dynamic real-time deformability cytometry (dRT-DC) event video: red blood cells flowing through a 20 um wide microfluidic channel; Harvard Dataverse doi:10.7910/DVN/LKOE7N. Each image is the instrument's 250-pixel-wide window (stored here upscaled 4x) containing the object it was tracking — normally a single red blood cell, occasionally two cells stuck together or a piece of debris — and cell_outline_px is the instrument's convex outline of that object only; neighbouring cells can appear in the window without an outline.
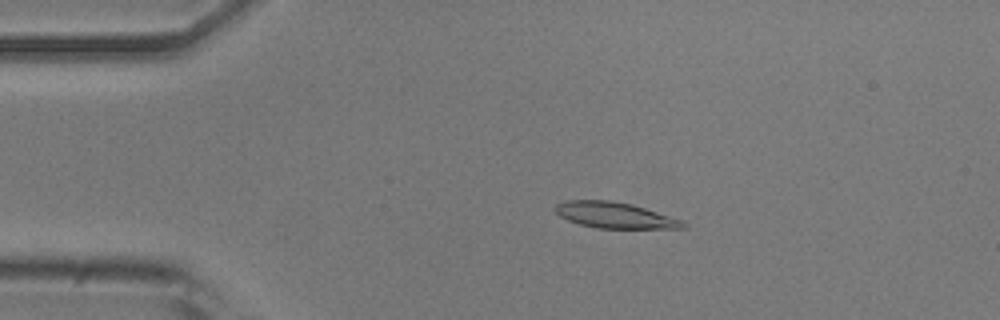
{"species": "common noctule bat (a hibernating species)", "species_latin": "Nyctalus noctula", "temperature_condition": "room temperature", "stored_images_in_passage": 52, "camera_frame_rate_fps": 3000, "um_per_image_px": 0.085, "animal": {"sex": "male", "body_mass_g": 20.5, "forearm_length_mm": 52.5}, "frame": {"image": 1, "passage_image": 10, "time_ms": 3.0, "image_size_px": [1000, 320], "cell_outline_px": [[688, 228], [596, 228], [580, 224], [568, 220], [560, 216], [556, 212], [556, 204], [564, 200], [608, 200], [632, 204], [684, 220], [688, 224]], "centroid_in_image_um": [52.3, 18.29], "position_along_channel_um": 32.7, "area_um2": 19.36}}
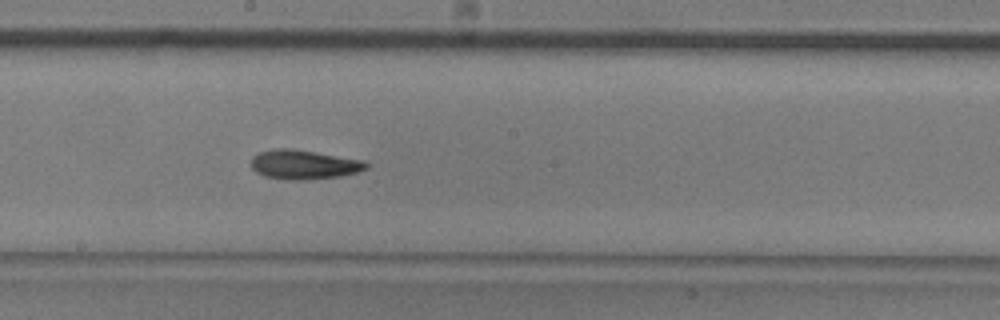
{"frame": {"image": 2, "passage_image": 28, "time_ms": 9.0, "image_size_px": [1000, 320], "cell_outline_px": [[368, 168], [356, 172], [340, 176], [304, 180], [288, 180], [264, 176], [256, 172], [252, 168], [252, 156], [260, 152], [276, 148], [288, 148], [364, 160], [368, 164]], "centroid_in_image_um": [25.81, 13.99], "position_along_channel_um": 222.4, "area_um2": 19.48}}
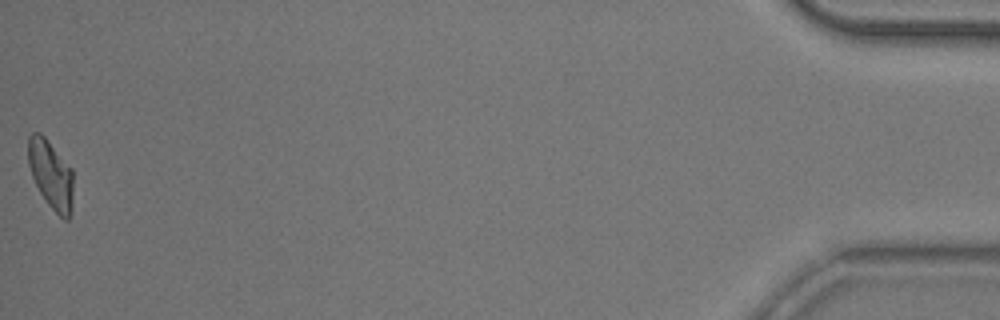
{"frame": {"image": 3, "passage_image": 52, "time_ms": 17.0, "image_size_px": [1000, 320], "cell_outline_px": [[72, 212], [68, 220], [64, 220], [48, 204], [40, 192], [32, 176], [28, 164], [28, 136], [32, 132], [40, 132], [44, 136], [72, 168]], "centroid_in_image_um": [4.32, 14.82], "position_along_channel_um": 430.9, "area_um2": 17.98}, "authors_computed_cell_mechanics": {"area_um2": 18.785, "velocity_mm_per_s": 3.8505, "shape_relaxation_time_tau1_ms": 6.8936, "shape_relaxation_time_tau2_ms": 4.6067, "deformation_change_tau1": 0.1958, "deformation_change_tau2": 0.1153}}